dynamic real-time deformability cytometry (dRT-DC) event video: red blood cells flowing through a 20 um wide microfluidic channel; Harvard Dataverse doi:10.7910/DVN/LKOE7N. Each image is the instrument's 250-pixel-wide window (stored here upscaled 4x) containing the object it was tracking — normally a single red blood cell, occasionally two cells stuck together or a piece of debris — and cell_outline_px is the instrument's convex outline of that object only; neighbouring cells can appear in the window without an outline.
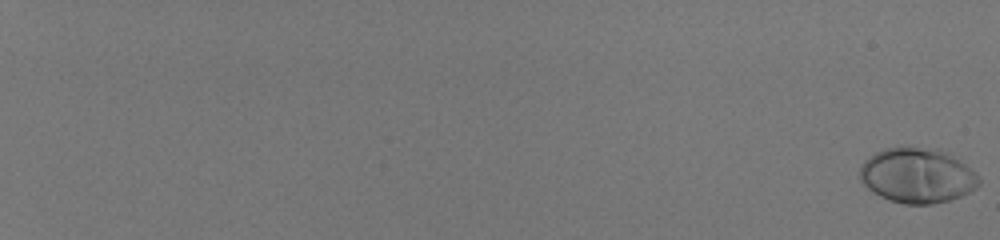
{"species": "human", "species_latin": "Homo sapiens", "temperature_condition": "room temperature", "stored_images_in_passage": 59, "camera_frame_rate_fps": 3000, "um_per_image_px": 0.085, "donor": {"sex": "male"}, "frame": {"image": 1, "passage_image": 1, "time_ms": 0.0, "image_size_px": [1000, 240], "cell_outline_px": [[980, 184], [976, 188], [960, 196], [948, 200], [932, 204], [904, 204], [888, 200], [872, 192], [860, 180], [860, 168], [864, 160], [876, 152], [884, 148], [940, 148], [948, 152], [976, 172], [980, 176]], "centroid_in_image_um": [77.98, 14.92], "position_along_channel_um": 7.0, "area_um2": 38.21}}
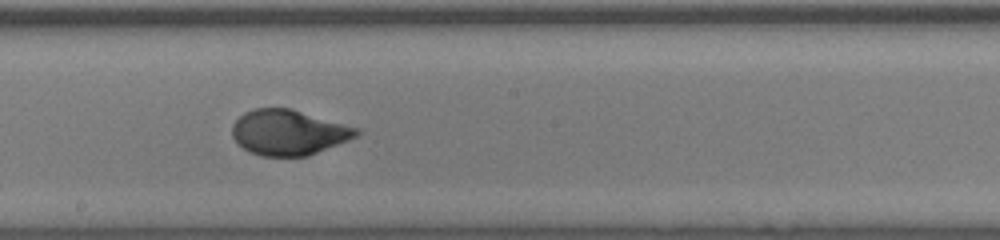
{"frame": {"image": 2, "passage_image": 40, "time_ms": 13.0, "image_size_px": [1000, 240], "cell_outline_px": [[360, 132], [356, 136], [348, 140], [308, 156], [260, 156], [244, 148], [232, 136], [232, 124], [244, 112], [252, 108], [292, 108], [360, 128]], "centroid_in_image_um": [24.54, 11.24], "position_along_channel_um": 223.7, "area_um2": 32.83}}
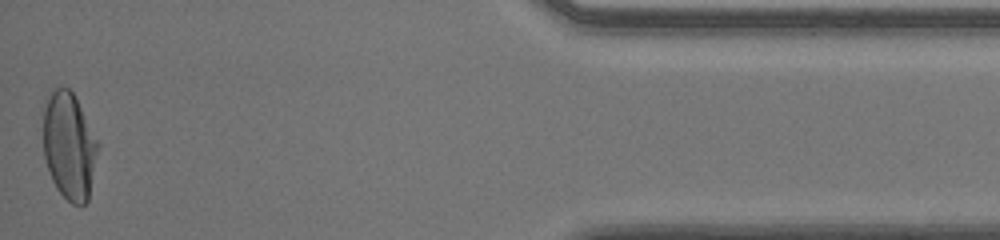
{"frame": {"image": 3, "passage_image": 59, "time_ms": 19.333, "image_size_px": [1000, 240], "cell_outline_px": [[100, 144], [88, 200], [80, 208], [72, 204], [56, 188], [52, 180], [44, 156], [44, 108], [48, 96], [52, 88], [68, 88], [72, 92]], "centroid_in_image_um": [5.89, 12.44], "position_along_channel_um": 429.3, "area_um2": 34.04}, "authors_computed_cell_mechanics": {"area_um2": 33.6974, "velocity_mm_per_s": 4.039, "shape_relaxation_time_tau1_ms": 3.6364, "shape_relaxation_time_tau2_ms": null, "deformation_change_tau1": 0.205, "deformation_change_tau2": null}}